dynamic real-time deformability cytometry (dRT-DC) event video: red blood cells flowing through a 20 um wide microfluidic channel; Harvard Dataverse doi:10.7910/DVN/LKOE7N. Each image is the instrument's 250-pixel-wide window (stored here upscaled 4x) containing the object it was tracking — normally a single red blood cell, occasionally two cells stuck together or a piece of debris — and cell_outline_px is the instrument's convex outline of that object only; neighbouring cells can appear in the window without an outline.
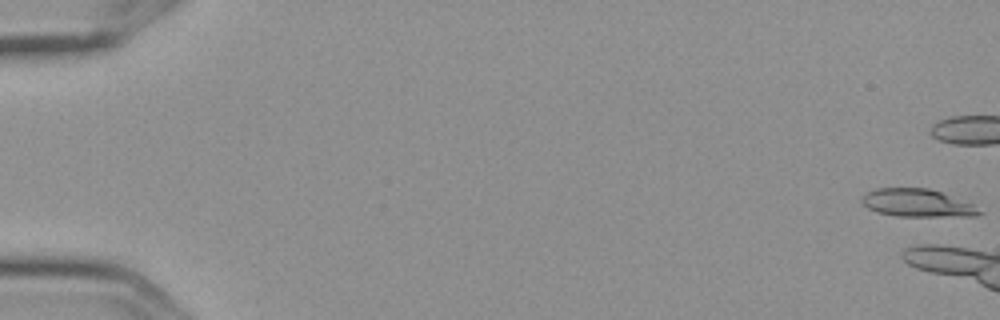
{"species": "Egyptian fruit bat (a non-hibernating species)", "species_latin": "Rousettus aegyptiacus", "temperature_condition": "cold", "stored_images_in_passage": 4, "camera_frame_rate_fps": 3000, "um_per_image_px": 0.085, "frame": {"image": 1, "passage_image": 1, "time_ms": 0.0, "image_size_px": [1000, 320], "cell_outline_px": [[984, 212], [976, 216], [896, 216], [876, 212], [868, 208], [860, 200], [860, 196], [876, 188], [928, 188], [940, 192], [972, 204]], "centroid_in_image_um": [77.93, 17.26], "position_along_channel_um": 7.1, "area_um2": 18.96}}